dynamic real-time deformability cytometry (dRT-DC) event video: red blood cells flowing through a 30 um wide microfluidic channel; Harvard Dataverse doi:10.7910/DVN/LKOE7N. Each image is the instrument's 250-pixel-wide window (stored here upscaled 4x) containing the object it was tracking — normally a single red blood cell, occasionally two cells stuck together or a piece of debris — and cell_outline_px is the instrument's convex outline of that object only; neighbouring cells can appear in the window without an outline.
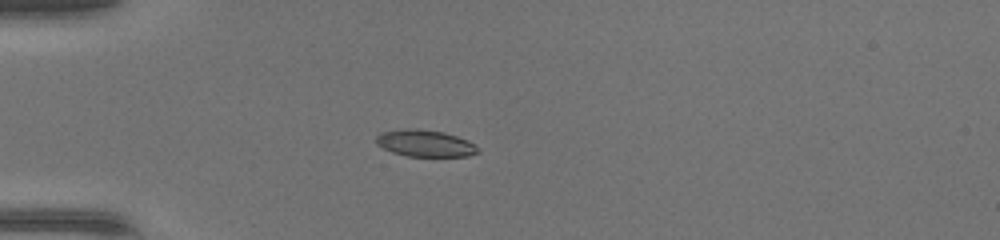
{"species": "common noctule bat (a hibernating species)", "species_latin": "Nyctalus noctula", "temperature_condition": "warm", "stored_images_in_passage": 34, "camera_frame_rate_fps": 3000, "um_per_image_px": 0.085, "animal": {"sex": "female", "body_mass_g": 17.0, "forearm_length_mm": 48.0}, "frame": {"image": 1, "passage_image": 1, "time_ms": 0.0, "image_size_px": [1000, 240], "cell_outline_px": [[480, 152], [468, 156], [408, 156], [392, 152], [376, 144], [376, 136], [380, 132], [408, 128], [416, 128], [444, 132], [468, 140], [480, 148]], "centroid_in_image_um": [36.15, 12.17], "position_along_channel_um": 48.9, "area_um2": 15.95}}
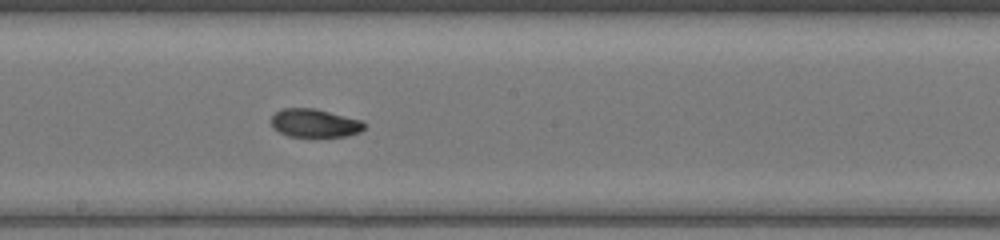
{"frame": {"image": 2, "passage_image": 14, "time_ms": 4.333, "image_size_px": [1000, 240], "cell_outline_px": [[364, 128], [360, 132], [348, 136], [288, 136], [272, 128], [272, 116], [280, 108], [312, 108], [360, 120], [364, 124]], "centroid_in_image_um": [26.71, 10.47], "position_along_channel_um": 221.5, "area_um2": 15.09}}
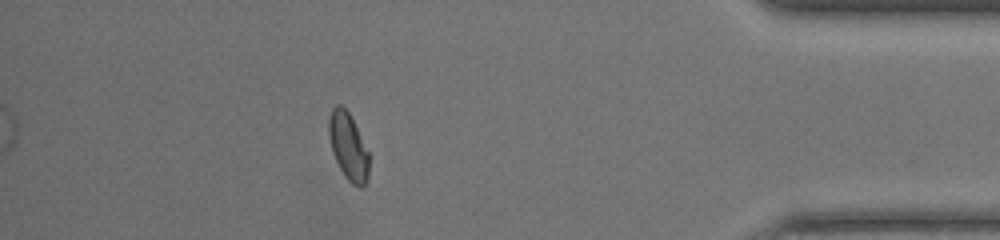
{"frame": {"image": 3, "passage_image": 29, "time_ms": 9.333, "image_size_px": [1000, 240], "cell_outline_px": [[368, 180], [364, 188], [360, 188], [352, 184], [344, 176], [332, 152], [328, 132], [328, 120], [332, 108], [336, 104], [340, 104], [348, 112], [368, 152]], "centroid_in_image_um": [29.59, 12.49], "position_along_channel_um": 405.6, "area_um2": 15.55}}